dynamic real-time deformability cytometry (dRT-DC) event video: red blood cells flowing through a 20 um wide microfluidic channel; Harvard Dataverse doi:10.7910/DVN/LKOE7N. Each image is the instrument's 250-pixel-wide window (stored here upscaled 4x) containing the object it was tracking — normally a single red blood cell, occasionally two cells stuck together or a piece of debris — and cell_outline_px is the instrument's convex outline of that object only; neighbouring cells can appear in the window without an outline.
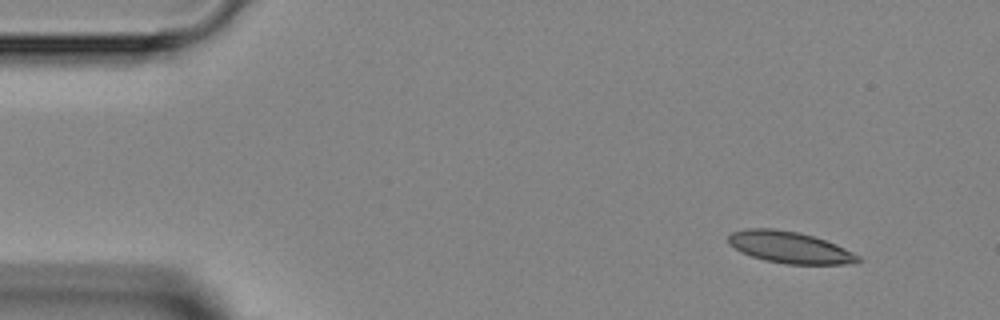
{"species": "Egyptian fruit bat (a non-hibernating species)", "species_latin": "Rousettus aegyptiacus", "temperature_condition": "room temperature", "stored_images_in_passage": 5, "camera_frame_rate_fps": 3000, "um_per_image_px": 0.085, "animal": {"sex": "female"}, "frame": {"image": 1, "passage_image": 2, "time_ms": 1.0, "image_size_px": [1000, 320], "cell_outline_px": [[860, 260], [844, 264], [788, 264], [764, 260], [740, 252], [728, 244], [728, 236], [732, 232], [748, 228], [772, 228], [796, 232], [812, 236], [836, 244], [860, 256]], "centroid_in_image_um": [67.07, 21.02], "position_along_channel_um": 17.9, "area_um2": 23.64}}